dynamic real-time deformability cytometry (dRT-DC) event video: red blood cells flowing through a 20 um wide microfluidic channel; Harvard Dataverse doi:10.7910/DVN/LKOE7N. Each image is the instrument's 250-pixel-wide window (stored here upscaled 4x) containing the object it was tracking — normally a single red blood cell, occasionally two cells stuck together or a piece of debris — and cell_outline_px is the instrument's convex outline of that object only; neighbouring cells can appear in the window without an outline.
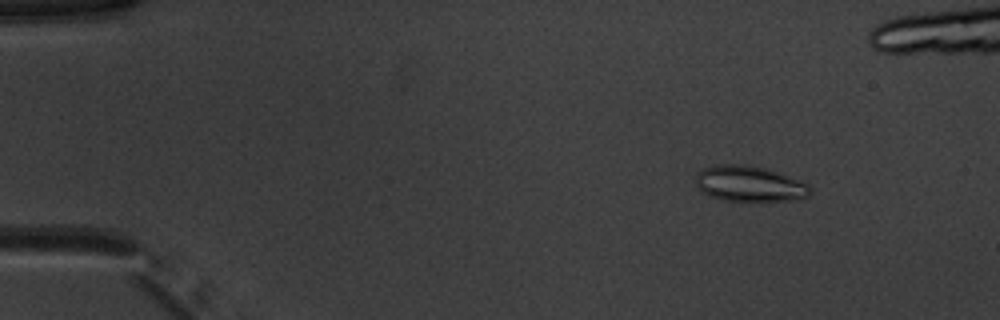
{"species": "common noctule bat (a hibernating species)", "species_latin": "Nyctalus noctula", "temperature_condition": "warm", "stored_images_in_passage": 53, "segment_of_instrument_passage": [1, 2], "camera_frame_rate_fps": 3000, "um_per_image_px": 0.085, "animal": {"sex": "male", "body_mass_g": 20.1, "forearm_length_mm": 53.5}, "frame": {"image": 1, "passage_image": 7, "time_ms": 2.0, "image_size_px": [1000, 320], "cell_outline_px": [[812, 192], [808, 196], [796, 200], [760, 204], [724, 200], [708, 196], [696, 184], [696, 172], [704, 168], [720, 164], [744, 164], [768, 168], [800, 180], [808, 184], [812, 188]], "centroid_in_image_um": [63.77, 15.67], "position_along_channel_um": 21.2, "area_um2": 24.85}}
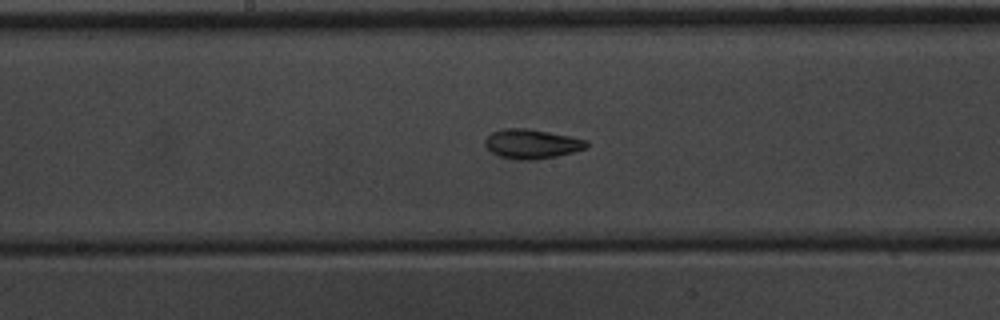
{"frame": {"image": 2, "passage_image": 28, "time_ms": 9.0, "image_size_px": [1000, 320], "cell_outline_px": [[592, 144], [588, 148], [556, 156], [532, 160], [516, 160], [500, 156], [492, 152], [484, 144], [484, 140], [492, 132], [504, 128], [524, 128], [548, 132], [588, 140]], "centroid_in_image_um": [45.23, 12.23], "position_along_channel_um": 203.0, "area_um2": 17.4}}
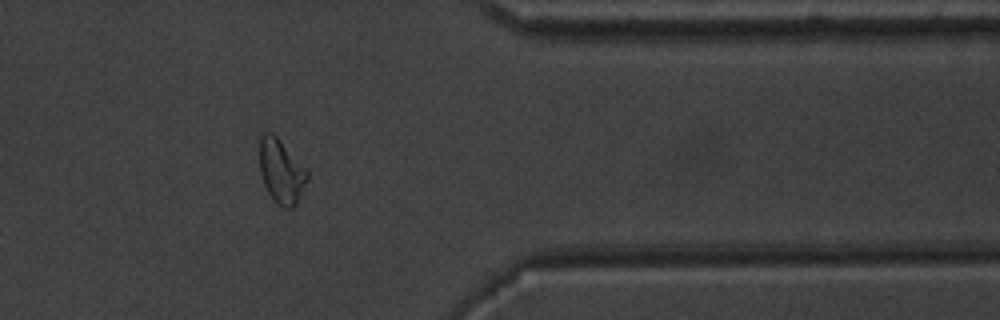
{"frame": {"image": 3, "passage_image": 43, "time_ms": 14.0, "image_size_px": [1000, 320], "cell_outline_px": [[308, 180], [296, 204], [292, 208], [284, 208], [272, 200], [264, 184], [260, 172], [260, 136], [264, 132], [272, 132], [280, 140], [308, 172]], "centroid_in_image_um": [23.89, 14.58], "position_along_channel_um": 387.5, "area_um2": 17.63}}